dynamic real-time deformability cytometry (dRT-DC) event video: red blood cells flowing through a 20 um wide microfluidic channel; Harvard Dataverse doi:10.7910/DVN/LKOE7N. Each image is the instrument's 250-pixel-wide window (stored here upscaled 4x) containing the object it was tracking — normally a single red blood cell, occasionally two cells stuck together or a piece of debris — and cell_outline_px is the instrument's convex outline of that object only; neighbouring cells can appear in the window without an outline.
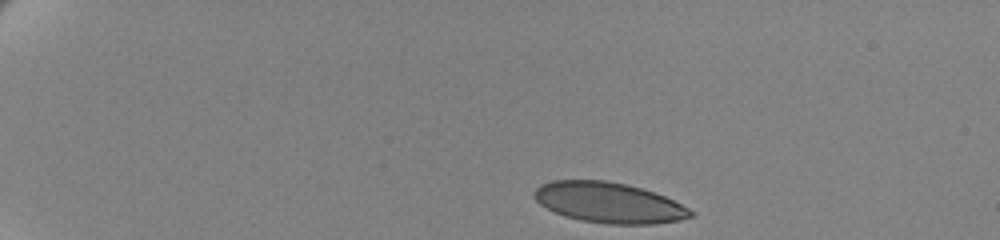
{"species": "human", "species_latin": "Homo sapiens", "temperature_condition": "cold", "stored_images_in_passage": 47, "camera_frame_rate_fps": 3000, "um_per_image_px": 0.085, "donor": {"sex": "female"}, "frame": {"image": 1, "passage_image": 1, "time_ms": 0.0, "image_size_px": [1000, 240], "cell_outline_px": [[696, 212], [692, 216], [680, 220], [652, 224], [608, 224], [580, 220], [564, 216], [540, 204], [536, 200], [536, 188], [540, 184], [552, 180], [604, 180], [628, 184], [664, 196]], "centroid_in_image_um": [51.76, 17.22], "position_along_channel_um": 33.2, "area_um2": 36.65}}
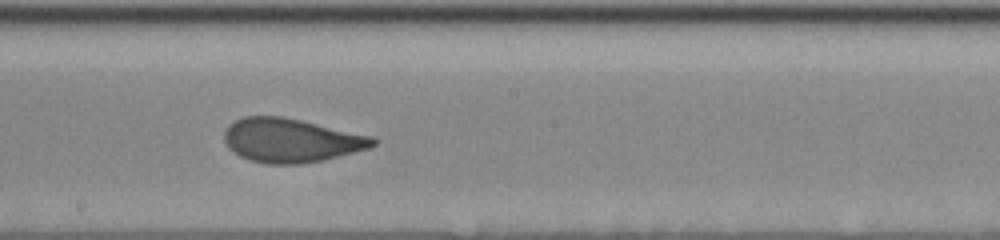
{"frame": {"image": 2, "passage_image": 26, "time_ms": 8.333, "image_size_px": [1000, 240], "cell_outline_px": [[380, 140], [372, 148], [324, 160], [300, 164], [268, 164], [248, 160], [232, 152], [228, 148], [224, 140], [224, 132], [228, 124], [244, 116], [280, 116], [300, 120], [372, 136]], "centroid_in_image_um": [24.74, 11.94], "position_along_channel_um": 223.5, "area_um2": 38.32}}
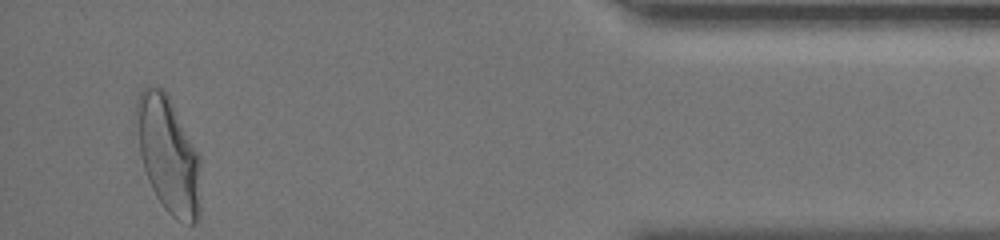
{"frame": {"image": 3, "passage_image": 47, "time_ms": 15.333, "image_size_px": [1000, 240], "cell_outline_px": [[200, 216], [196, 224], [188, 224], [176, 220], [164, 208], [156, 196], [148, 180], [144, 168], [140, 152], [136, 112], [136, 100], [140, 92], [148, 84], [160, 88], [168, 96], [200, 156]], "centroid_in_image_um": [14.33, 13.22], "position_along_channel_um": 420.9, "area_um2": 43.35}, "authors_computed_cell_mechanics": {"area_um2": 38.3214, "velocity_mm_per_s": 3.4417, "shape_relaxation_time_tau1_ms": 4.179, "shape_relaxation_time_tau2_ms": null, "deformation_change_tau1": 0.1575, "deformation_change_tau2": null}}